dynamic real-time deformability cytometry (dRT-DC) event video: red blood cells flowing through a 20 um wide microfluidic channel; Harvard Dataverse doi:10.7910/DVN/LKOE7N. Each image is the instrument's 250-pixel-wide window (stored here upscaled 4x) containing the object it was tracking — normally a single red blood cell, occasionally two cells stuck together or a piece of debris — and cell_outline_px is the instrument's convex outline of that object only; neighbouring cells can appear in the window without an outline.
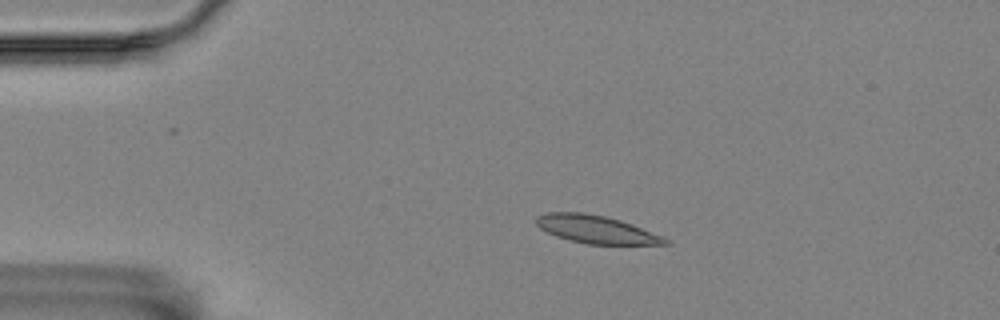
{"species": "Egyptian fruit bat (a non-hibernating species)", "species_latin": "Rousettus aegyptiacus", "temperature_condition": "room temperature", "stored_images_in_passage": 14, "camera_frame_rate_fps": 3000, "um_per_image_px": 0.085, "animal": {"sex": "female"}, "frame": {"image": 1, "passage_image": 2, "time_ms": 0.333, "image_size_px": [1000, 320], "cell_outline_px": [[672, 244], [588, 244], [556, 236], [540, 228], [536, 224], [536, 216], [548, 212], [584, 212], [604, 216], [620, 220], [632, 224], [664, 236]], "centroid_in_image_um": [50.69, 19.49], "position_along_channel_um": 34.3, "area_um2": 20.81}}
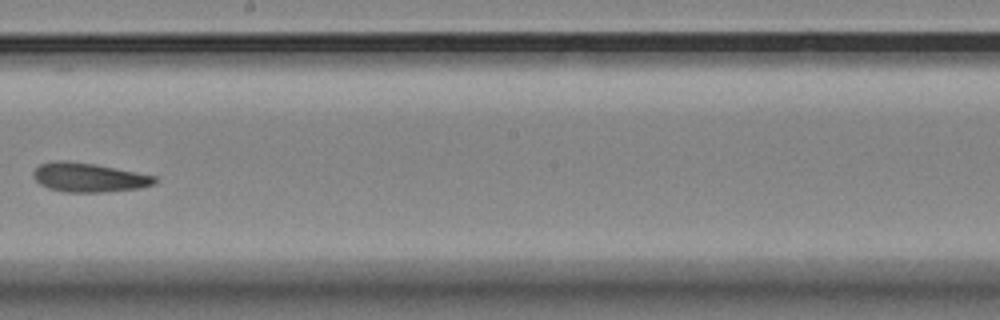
{"frame": {"image": 2, "passage_image": 8, "time_ms": 2.333, "image_size_px": [1000, 320], "cell_outline_px": [[156, 184], [140, 188], [104, 192], [64, 192], [48, 188], [40, 184], [32, 176], [32, 172], [40, 164], [52, 160], [68, 160], [96, 164], [156, 176]], "centroid_in_image_um": [7.52, 15.07], "position_along_channel_um": 240.7, "area_um2": 20.81}}
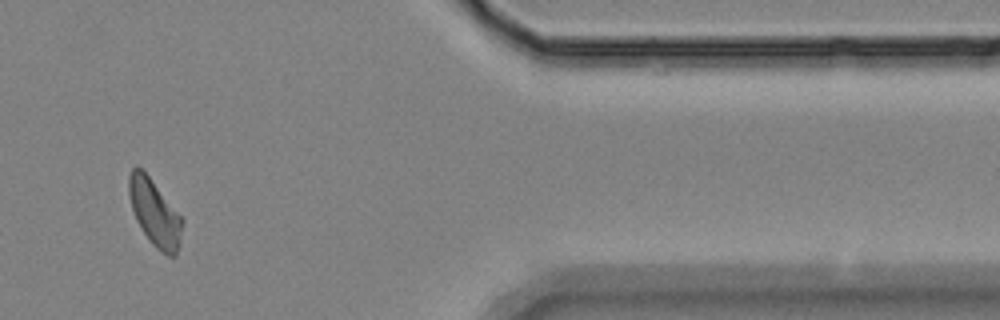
{"frame": {"image": 3, "passage_image": 12, "time_ms": 3.667, "image_size_px": [1000, 320], "cell_outline_px": [[184, 220], [176, 256], [168, 256], [156, 248], [148, 240], [136, 220], [128, 196], [128, 176], [132, 168], [136, 164], [148, 176]], "centroid_in_image_um": [13.12, 18.09], "position_along_channel_um": 398.3, "area_um2": 20.46}}